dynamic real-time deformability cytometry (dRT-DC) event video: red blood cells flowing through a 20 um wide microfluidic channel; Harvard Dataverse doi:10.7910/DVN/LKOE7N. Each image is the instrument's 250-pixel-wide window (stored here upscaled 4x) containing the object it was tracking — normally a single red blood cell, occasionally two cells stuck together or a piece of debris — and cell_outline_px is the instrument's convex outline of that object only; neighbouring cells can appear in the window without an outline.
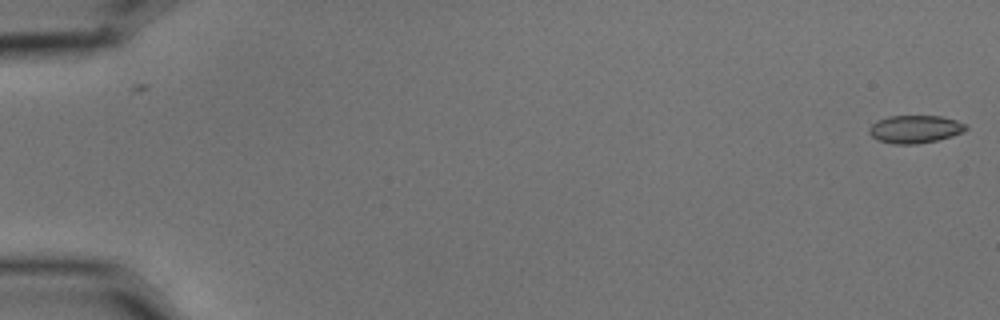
{"species": "common noctule bat (a hibernating species)", "species_latin": "Nyctalus noctula", "temperature_condition": "cold", "stored_images_in_passage": 9, "camera_frame_rate_fps": 3000, "um_per_image_px": 0.085, "animal": {"sex": "male", "body_mass_g": 15.6}, "frame": {"image": 1, "passage_image": 1, "time_ms": 0.0, "image_size_px": [1000, 320], "cell_outline_px": [[968, 128], [952, 136], [936, 140], [916, 144], [892, 144], [880, 140], [872, 136], [868, 132], [868, 128], [876, 120], [888, 116], [940, 116], [956, 120], [964, 124]], "centroid_in_image_um": [77.73, 10.97], "position_along_channel_um": 7.3, "area_um2": 15.55}}